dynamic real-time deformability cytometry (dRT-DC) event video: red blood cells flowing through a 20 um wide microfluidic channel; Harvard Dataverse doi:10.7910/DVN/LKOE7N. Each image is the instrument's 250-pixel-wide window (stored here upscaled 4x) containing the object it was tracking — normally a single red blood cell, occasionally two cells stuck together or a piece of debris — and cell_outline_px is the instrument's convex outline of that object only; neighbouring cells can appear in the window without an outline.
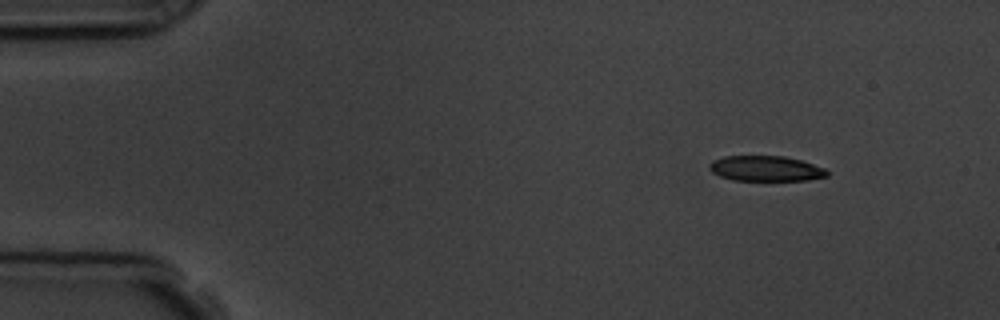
{"species": "common noctule bat (a hibernating species)", "species_latin": "Nyctalus noctula", "temperature_condition": "room temperature", "stored_images_in_passage": 5, "segment_of_instrument_passage": [1, 2], "camera_frame_rate_fps": 3000, "um_per_image_px": 0.085, "animal": {"sex": "male", "body_mass_g": 19.5, "forearm_length_mm": 54.6}, "frame": {"image": 1, "passage_image": 1, "time_ms": 0.0, "image_size_px": [1000, 320], "cell_outline_px": [[828, 176], [808, 180], [732, 180], [720, 176], [712, 172], [708, 168], [708, 164], [712, 160], [724, 156], [784, 156], [800, 160], [824, 168], [828, 172]], "centroid_in_image_um": [65.05, 14.32], "position_along_channel_um": 20.0, "area_um2": 17.34}}
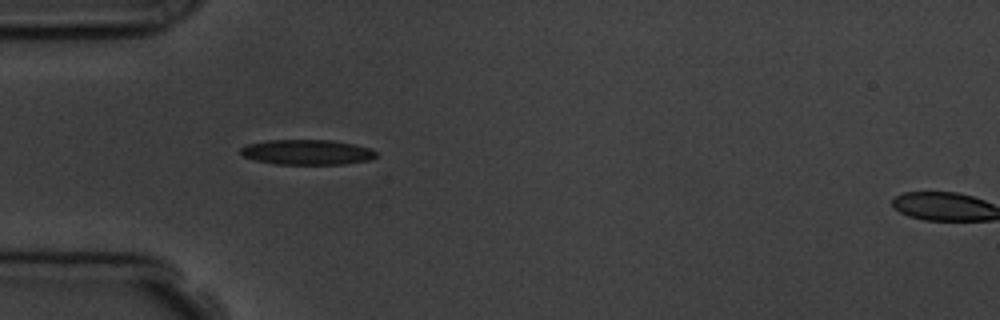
{"frame": {"image": 2, "passage_image": 4, "time_ms": 3.333, "image_size_px": [1000, 320], "cell_outline_px": [[376, 156], [368, 160], [344, 164], [276, 164], [256, 160], [244, 156], [240, 152], [240, 148], [248, 144], [268, 140], [332, 140], [352, 144], [368, 148], [376, 152]], "centroid_in_image_um": [26.07, 12.93], "position_along_channel_um": 58.9, "area_um2": 19.59}}